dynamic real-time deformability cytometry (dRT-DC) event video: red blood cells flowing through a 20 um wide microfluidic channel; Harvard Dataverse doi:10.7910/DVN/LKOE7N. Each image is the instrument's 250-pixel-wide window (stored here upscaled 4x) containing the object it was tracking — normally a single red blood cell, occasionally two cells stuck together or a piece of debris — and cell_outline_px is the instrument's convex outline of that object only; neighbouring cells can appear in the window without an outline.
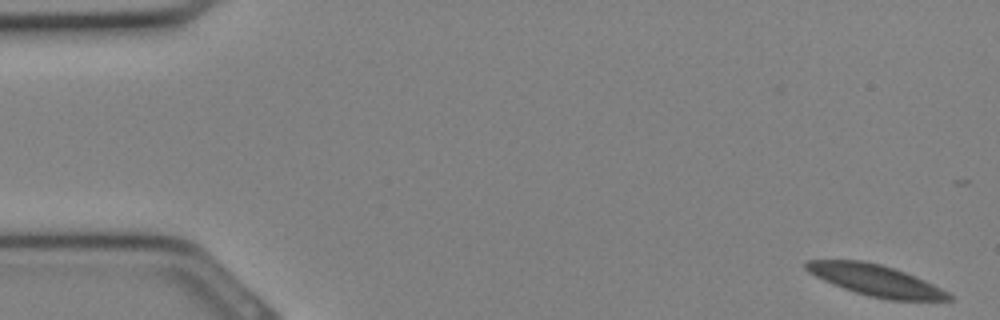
{"species": "Egyptian fruit bat (a non-hibernating species)", "species_latin": "Rousettus aegyptiacus", "temperature_condition": "cold", "stored_images_in_passage": 18, "camera_frame_rate_fps": 3000, "um_per_image_px": 0.085, "animal": {"sex": "female"}, "frame": {"image": 1, "passage_image": 1, "time_ms": 0.0, "image_size_px": [1000, 320], "cell_outline_px": [[952, 300], [888, 300], [868, 296], [844, 288], [824, 280], [808, 272], [804, 268], [804, 260], [864, 260], [880, 264], [916, 276], [948, 292], [952, 296]], "centroid_in_image_um": [74.41, 23.82], "position_along_channel_um": 10.6, "area_um2": 25.78}}
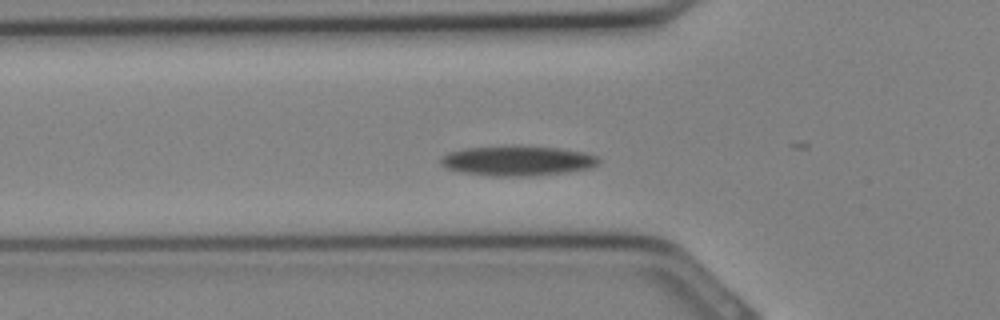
{"frame": {"image": 2, "passage_image": 11, "time_ms": 3.333, "image_size_px": [1000, 320], "cell_outline_px": [[600, 164], [588, 168], [568, 172], [536, 176], [492, 176], [460, 172], [448, 168], [440, 164], [440, 160], [444, 156], [452, 152], [468, 148], [512, 144], [520, 144], [560, 148], [584, 152], [600, 156]], "centroid_in_image_um": [44.06, 13.65], "position_along_channel_um": 81.7, "area_um2": 28.15}}
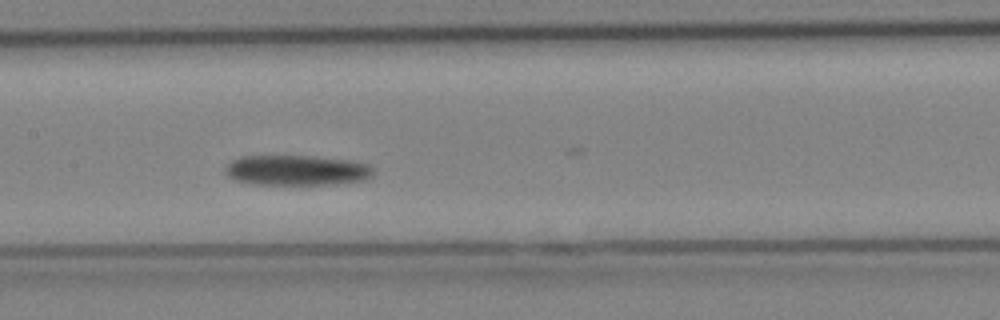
{"frame": {"image": 3, "passage_image": 16, "time_ms": 5.0, "image_size_px": [1000, 320], "cell_outline_px": [[372, 176], [364, 180], [336, 184], [256, 184], [236, 180], [228, 176], [224, 172], [224, 168], [232, 160], [240, 156], [312, 156], [348, 160], [368, 164], [372, 168]], "centroid_in_image_um": [25.2, 14.47], "position_along_channel_um": 182.2, "area_um2": 26.01}}